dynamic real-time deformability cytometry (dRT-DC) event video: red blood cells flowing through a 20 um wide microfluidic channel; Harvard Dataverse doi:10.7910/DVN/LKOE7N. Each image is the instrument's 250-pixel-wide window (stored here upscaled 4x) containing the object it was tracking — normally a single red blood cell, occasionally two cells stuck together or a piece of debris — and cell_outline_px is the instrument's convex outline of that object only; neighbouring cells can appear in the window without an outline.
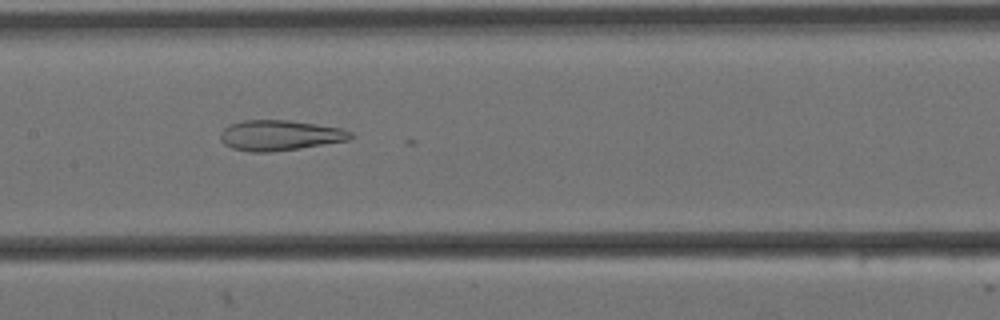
{"species": "Egyptian fruit bat (a non-hibernating species)", "species_latin": "Rousettus aegyptiacus", "temperature_condition": "cold", "stored_images_in_passage": 6, "camera_frame_rate_fps": 3000, "um_per_image_px": 0.085, "animal": {"sex": "female"}, "frame": {"image": 1, "passage_image": 5, "time_ms": 1.333, "image_size_px": [1000, 320], "cell_outline_px": [[352, 136], [348, 140], [296, 148], [268, 152], [252, 152], [232, 148], [224, 144], [220, 140], [220, 132], [228, 124], [244, 120], [288, 120], [316, 124], [340, 128], [352, 132]], "centroid_in_image_um": [23.71, 11.49], "position_along_channel_um": 183.7, "area_um2": 22.77}}